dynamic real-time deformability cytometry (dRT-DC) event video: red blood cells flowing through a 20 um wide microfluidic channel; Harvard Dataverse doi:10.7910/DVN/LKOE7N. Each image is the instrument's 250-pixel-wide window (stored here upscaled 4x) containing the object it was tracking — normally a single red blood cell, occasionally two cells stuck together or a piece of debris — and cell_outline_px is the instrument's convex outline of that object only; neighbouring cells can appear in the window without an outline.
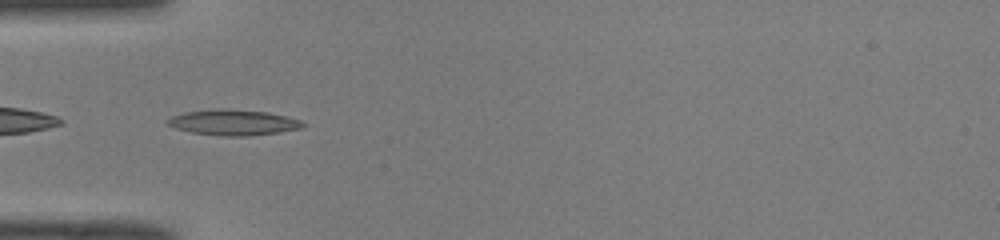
{"species": "common noctule bat (a hibernating species)", "species_latin": "Nyctalus noctula", "temperature_condition": "room temperature", "stored_images_in_passage": 9, "camera_frame_rate_fps": 3000, "um_per_image_px": 0.085, "animal": {"sex": "male", "body_mass_g": 19.0, "forearm_length_mm": 50.8}, "frame": {"image": 1, "passage_image": 2, "time_ms": 0.333, "image_size_px": [1000, 240], "cell_outline_px": [[308, 124], [300, 128], [280, 132], [248, 136], [220, 136], [192, 132], [176, 128], [164, 124], [164, 120], [172, 116], [184, 112], [220, 108], [268, 112], [288, 116], [300, 120]], "centroid_in_image_um": [19.82, 10.4], "position_along_channel_um": 65.2, "area_um2": 20.4}}